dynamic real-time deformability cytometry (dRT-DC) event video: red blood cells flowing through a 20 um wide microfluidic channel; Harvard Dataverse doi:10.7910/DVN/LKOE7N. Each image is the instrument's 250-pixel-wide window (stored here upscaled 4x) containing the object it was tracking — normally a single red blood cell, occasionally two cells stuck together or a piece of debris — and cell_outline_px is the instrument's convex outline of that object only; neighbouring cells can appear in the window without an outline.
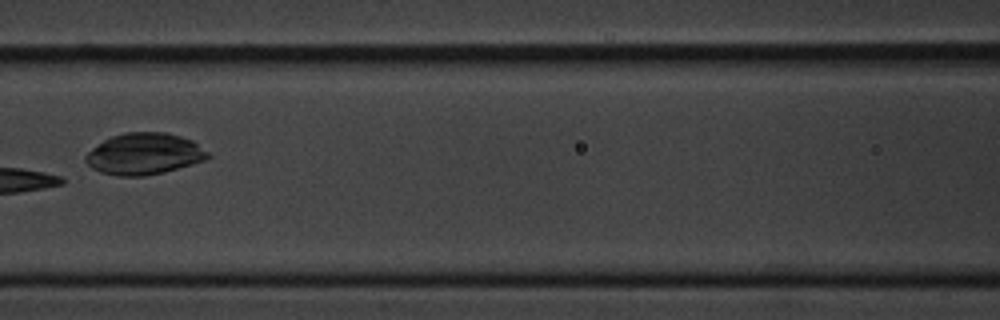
{"species": "common noctule bat (a hibernating species)", "species_latin": "Nyctalus noctula", "temperature_condition": "cold", "stored_images_in_passage": 15, "camera_frame_rate_fps": 3000, "um_per_image_px": 0.085, "animal": {"sex": "male", "body_mass_g": 20.1, "forearm_length_mm": 53.5}, "frame": {"image": 1, "passage_image": 7, "time_ms": 8.0, "image_size_px": [1000, 320], "cell_outline_px": [[212, 156], [204, 160], [192, 164], [164, 172], [144, 176], [116, 176], [100, 172], [92, 168], [84, 160], [84, 156], [92, 148], [104, 140], [112, 136], [124, 132], [164, 132], [180, 136], [192, 140], [208, 152]], "centroid_in_image_um": [12.24, 13.08], "position_along_channel_um": 154.4, "area_um2": 29.54}}
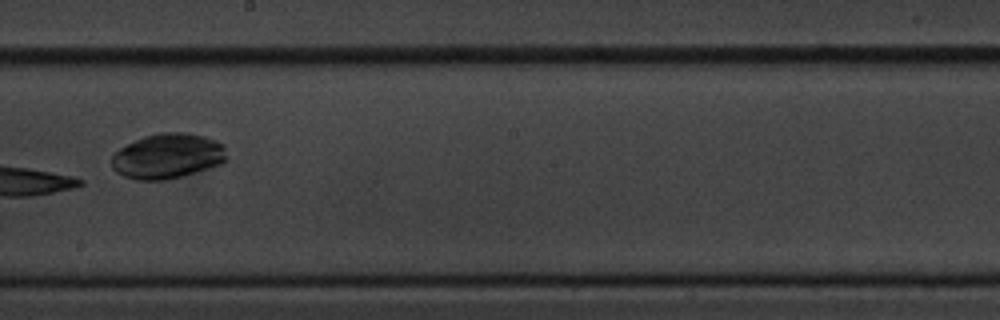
{"frame": {"image": 2, "passage_image": 9, "time_ms": 10.333, "image_size_px": [1000, 320], "cell_outline_px": [[224, 160], [220, 164], [180, 176], [164, 180], [136, 180], [124, 176], [116, 172], [112, 168], [112, 156], [120, 148], [144, 136], [160, 132], [184, 132], [204, 136], [216, 140], [224, 144]], "centroid_in_image_um": [14.21, 13.26], "position_along_channel_um": 234.0, "area_um2": 29.88}}